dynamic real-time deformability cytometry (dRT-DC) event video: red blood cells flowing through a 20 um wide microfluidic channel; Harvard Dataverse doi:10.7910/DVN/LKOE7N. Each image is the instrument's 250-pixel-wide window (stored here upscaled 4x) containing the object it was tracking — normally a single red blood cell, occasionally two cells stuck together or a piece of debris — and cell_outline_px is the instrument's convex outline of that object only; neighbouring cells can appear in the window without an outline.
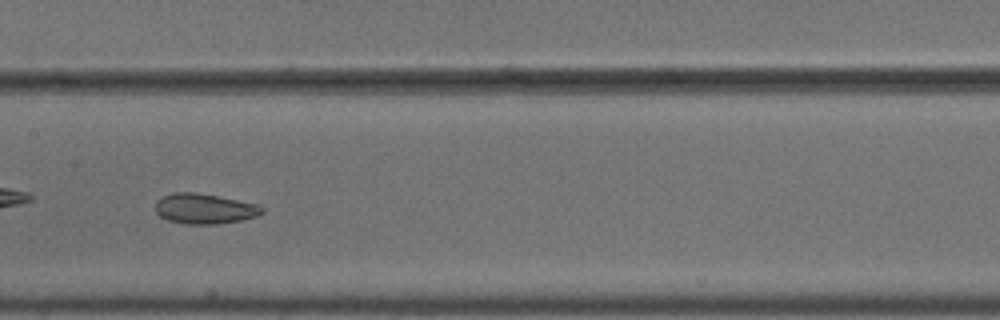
{"species": "common noctule bat (a hibernating species)", "species_latin": "Nyctalus noctula", "temperature_condition": "cold", "stored_images_in_passage": 40, "camera_frame_rate_fps": 3000, "um_per_image_px": 0.085, "animal": {"sex": "male", "body_mass_g": 18.8}, "frame": {"image": 1, "passage_image": 12, "time_ms": 3.667, "image_size_px": [1000, 320], "cell_outline_px": [[264, 212], [256, 216], [240, 220], [216, 224], [184, 224], [168, 220], [160, 216], [156, 212], [156, 200], [164, 196], [176, 192], [196, 192], [260, 204], [264, 208]], "centroid_in_image_um": [17.4, 17.74], "position_along_channel_um": 190.0, "area_um2": 18.79}}
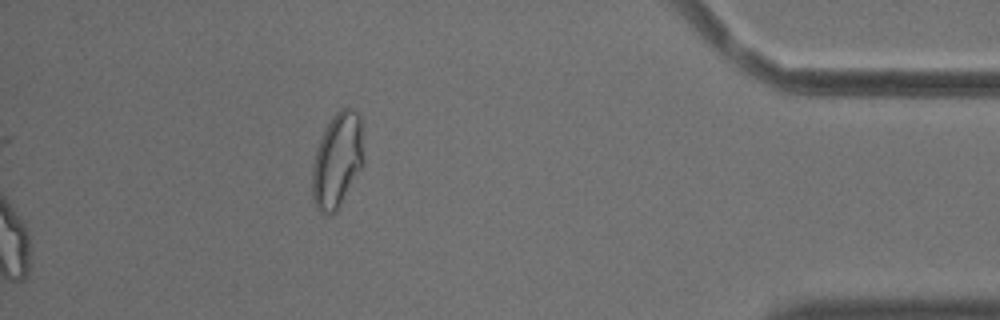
{"frame": {"image": 2, "passage_image": 40, "time_ms": 13.0, "image_size_px": [1000, 320], "cell_outline_px": [[364, 164], [336, 212], [328, 216], [320, 212], [316, 208], [312, 196], [312, 168], [316, 148], [332, 116], [340, 108], [352, 108], [360, 116], [364, 156]], "centroid_in_image_um": [28.67, 13.65], "position_along_channel_um": 406.5, "area_um2": 28.61}, "authors_computed_cell_mechanics": {"area_um2": 19.3052, "velocity_mm_per_s": 3.6498, "shape_relaxation_time_tau1_ms": 7.6063, "shape_relaxation_time_tau2_ms": 3.1824, "deformation_change_tau1": 0.1154, "deformation_change_tau2": 0.0829}}